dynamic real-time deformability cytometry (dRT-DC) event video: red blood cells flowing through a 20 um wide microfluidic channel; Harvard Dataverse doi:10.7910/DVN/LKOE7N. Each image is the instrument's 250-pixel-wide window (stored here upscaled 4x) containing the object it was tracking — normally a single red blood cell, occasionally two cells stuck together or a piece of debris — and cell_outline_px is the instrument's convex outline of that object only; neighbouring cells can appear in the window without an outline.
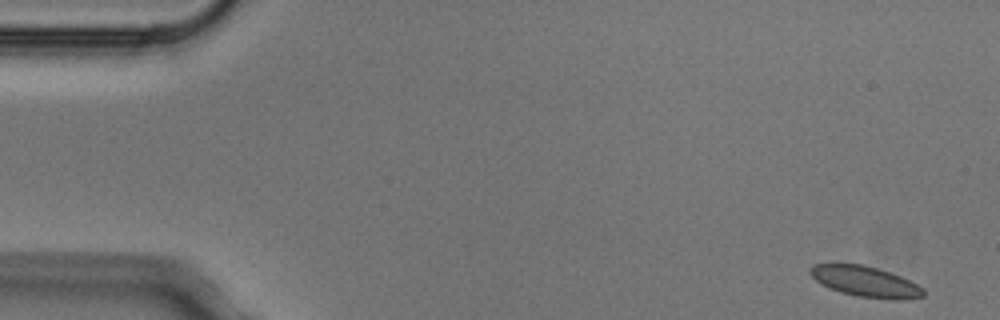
{"species": "Egyptian fruit bat (a non-hibernating species)", "species_latin": "Rousettus aegyptiacus", "temperature_condition": "cold", "stored_images_in_passage": 7, "camera_frame_rate_fps": 3000, "um_per_image_px": 0.085, "animal": {"sex": "male"}, "frame": {"image": 1, "passage_image": 1, "time_ms": 0.0, "image_size_px": [1000, 320], "cell_outline_px": [[924, 296], [900, 300], [860, 296], [840, 292], [820, 284], [808, 272], [808, 268], [812, 264], [864, 264], [900, 276], [924, 288]], "centroid_in_image_um": [73.52, 23.92], "position_along_channel_um": 11.5, "area_um2": 20.0}}
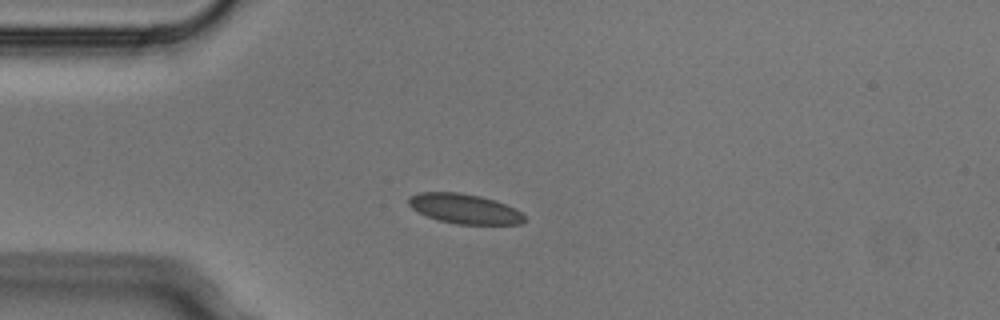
{"frame": {"image": 2, "passage_image": 4, "time_ms": 1.0, "image_size_px": [1000, 320], "cell_outline_px": [[524, 220], [520, 224], [456, 224], [440, 220], [428, 216], [412, 208], [408, 204], [408, 196], [420, 192], [460, 192], [480, 196], [496, 200], [516, 208], [524, 216]], "centroid_in_image_um": [39.48, 17.73], "position_along_channel_um": 45.5, "area_um2": 20.06}}
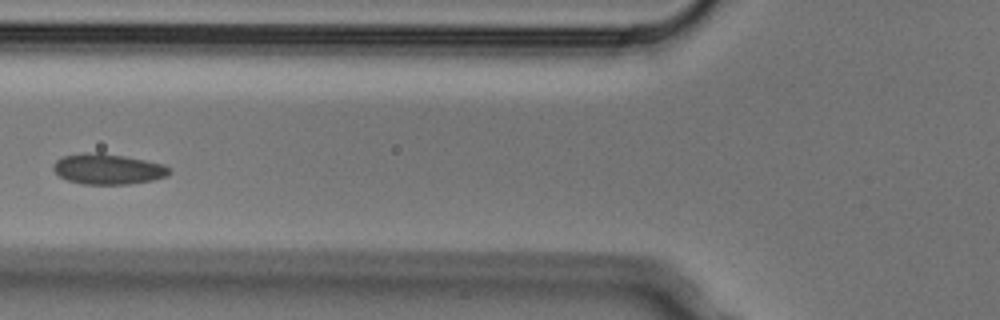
{"frame": {"image": 3, "passage_image": 6, "time_ms": 1.667, "image_size_px": [1000, 320], "cell_outline_px": [[172, 172], [168, 176], [152, 180], [128, 184], [80, 184], [68, 180], [60, 176], [52, 168], [52, 164], [56, 160], [64, 156], [84, 152], [100, 152], [124, 156], [164, 164]], "centroid_in_image_um": [9.16, 14.36], "position_along_channel_um": 116.6, "area_um2": 20.69}}